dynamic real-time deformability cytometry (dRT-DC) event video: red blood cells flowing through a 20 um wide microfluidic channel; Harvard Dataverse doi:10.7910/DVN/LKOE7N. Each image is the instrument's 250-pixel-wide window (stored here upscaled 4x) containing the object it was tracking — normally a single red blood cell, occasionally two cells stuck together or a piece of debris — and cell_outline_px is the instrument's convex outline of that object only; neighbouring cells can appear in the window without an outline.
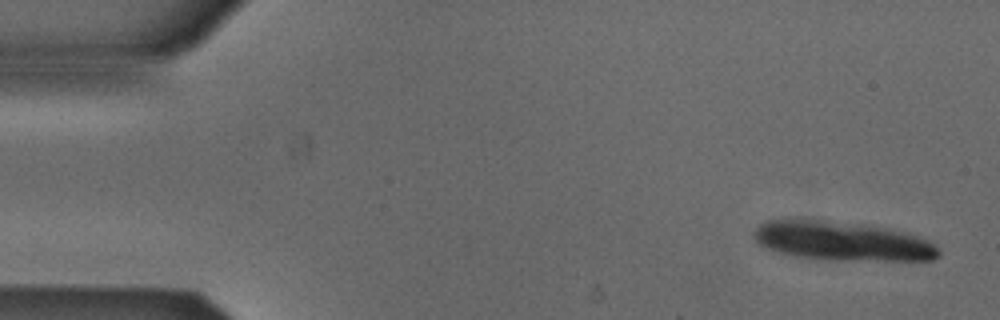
{"species": "Egyptian fruit bat (a non-hibernating species)", "species_latin": "Rousettus aegyptiacus", "temperature_condition": "cold", "stored_images_in_passage": 4, "camera_frame_rate_fps": 3000, "um_per_image_px": 0.085, "animal": {"sex": "male"}, "frame": {"image": 1, "passage_image": 1, "time_ms": 0.0, "image_size_px": [1000, 320], "cell_outline_px": [[940, 256], [932, 260], [816, 260], [776, 252], [764, 248], [756, 244], [752, 236], [752, 232], [760, 224], [768, 220], [796, 216], [800, 216], [864, 224], [888, 228], [908, 232], [928, 240], [940, 248]], "centroid_in_image_um": [71.49, 20.46], "position_along_channel_um": 13.5, "area_um2": 43.87}}